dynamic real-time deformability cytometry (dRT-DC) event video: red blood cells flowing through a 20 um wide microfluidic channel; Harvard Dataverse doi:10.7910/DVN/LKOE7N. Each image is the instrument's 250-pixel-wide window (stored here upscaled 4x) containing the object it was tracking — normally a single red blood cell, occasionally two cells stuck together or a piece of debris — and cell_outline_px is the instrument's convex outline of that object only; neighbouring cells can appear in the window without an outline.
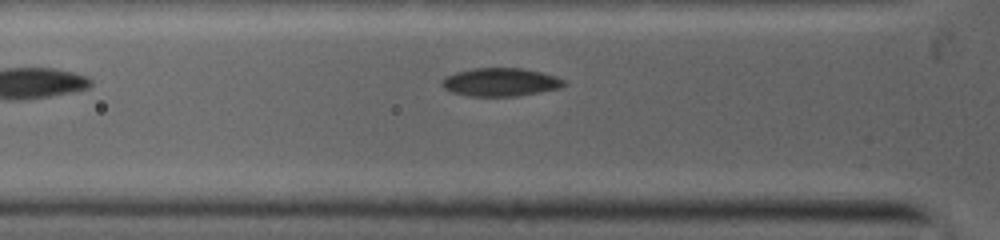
{"species": "common noctule bat (a hibernating species)", "species_latin": "Nyctalus noctula", "temperature_condition": "warm", "stored_images_in_passage": 41, "camera_frame_rate_fps": 5000, "um_per_image_px": 0.085, "animal": {"sex": "female", "body_mass_g": 19.0, "forearm_length_mm": 53.3}, "frame": {"image": 1, "passage_image": 3, "time_ms": 0.4, "image_size_px": [1000, 240], "cell_outline_px": [[564, 84], [560, 88], [516, 96], [468, 96], [452, 92], [444, 88], [440, 84], [444, 76], [456, 72], [476, 68], [520, 68], [540, 72], [564, 80]], "centroid_in_image_um": [42.47, 6.98], "position_along_channel_um": 83.3, "area_um2": 19.83}}
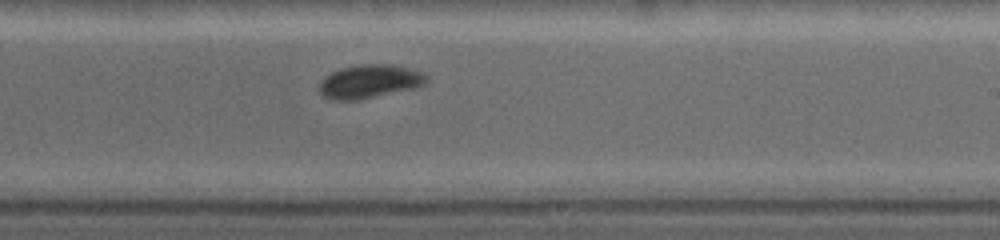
{"frame": {"image": 2, "passage_image": 23, "time_ms": 4.4, "image_size_px": [1000, 240], "cell_outline_px": [[424, 80], [420, 84], [412, 88], [352, 100], [336, 100], [324, 96], [320, 92], [320, 84], [332, 72], [340, 68], [356, 64], [388, 64], [404, 68], [416, 72], [424, 76]], "centroid_in_image_um": [31.29, 6.91], "position_along_channel_um": 257.7, "area_um2": 19.65}}
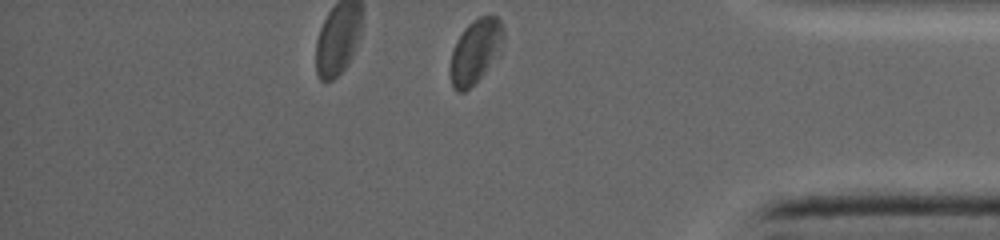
{"frame": {"image": 3, "passage_image": 41, "time_ms": 8.0, "image_size_px": [1000, 240], "cell_outline_px": [[500, 36], [484, 72], [464, 92], [456, 92], [452, 88], [452, 52], [456, 40], [464, 28], [472, 20], [480, 16], [496, 16], [500, 20]], "centroid_in_image_um": [40.28, 4.34], "position_along_channel_um": 394.9, "area_um2": 17.92}}